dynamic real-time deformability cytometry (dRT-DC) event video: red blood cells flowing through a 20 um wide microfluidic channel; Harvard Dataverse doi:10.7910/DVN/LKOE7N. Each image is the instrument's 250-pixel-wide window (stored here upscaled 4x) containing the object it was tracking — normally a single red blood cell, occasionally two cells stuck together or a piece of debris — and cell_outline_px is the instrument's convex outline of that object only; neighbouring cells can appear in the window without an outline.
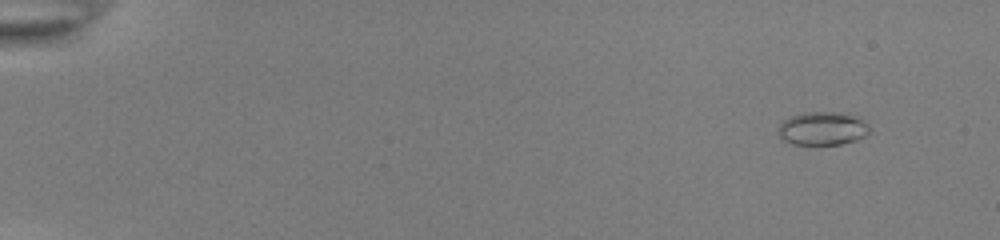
{"species": "common noctule bat (a hibernating species)", "species_latin": "Nyctalus noctula", "temperature_condition": "room temperature", "stored_images_in_passage": 53, "camera_frame_rate_fps": 3000, "um_per_image_px": 0.085, "animal": {"sex": "female", "body_mass_g": 22.0, "forearm_length_mm": 56.7}, "frame": {"image": 1, "passage_image": 4, "time_ms": 1.0, "image_size_px": [1000, 240], "cell_outline_px": [[872, 132], [856, 140], [840, 144], [792, 144], [784, 140], [780, 136], [780, 124], [784, 120], [792, 116], [804, 112], [840, 112], [856, 116], [868, 124]], "centroid_in_image_um": [69.97, 10.91], "position_along_channel_um": 15.0, "area_um2": 17.63}}
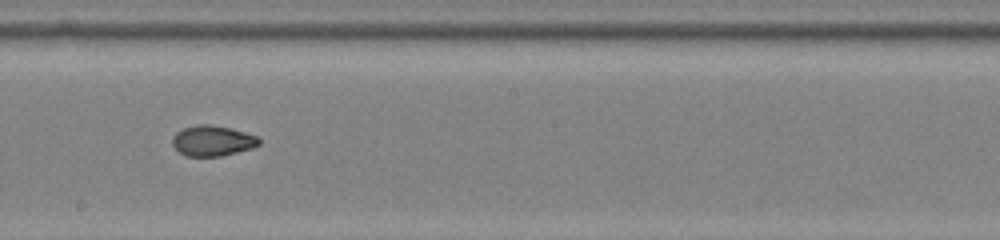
{"frame": {"image": 2, "passage_image": 32, "time_ms": 10.333, "image_size_px": [1000, 240], "cell_outline_px": [[260, 144], [252, 148], [220, 156], [184, 156], [172, 144], [172, 136], [176, 132], [184, 128], [196, 124], [208, 124], [232, 128], [256, 136], [260, 140]], "centroid_in_image_um": [18.04, 11.96], "position_along_channel_um": 230.2, "area_um2": 15.37}}
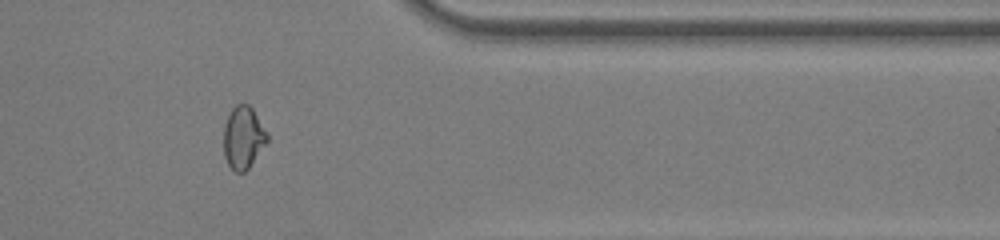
{"frame": {"image": 3, "passage_image": 45, "time_ms": 14.667, "image_size_px": [1000, 240], "cell_outline_px": [[268, 140], [248, 168], [244, 172], [236, 172], [228, 164], [224, 156], [224, 124], [232, 108], [236, 104], [248, 104], [252, 108], [268, 136]], "centroid_in_image_um": [20.65, 11.68], "position_along_channel_um": 390.7, "area_um2": 15.49}, "authors_computed_cell_mechanics": {"area_um2": 16.0106, "velocity_mm_per_s": 3.904, "shape_relaxation_time_tau1_ms": null, "shape_relaxation_time_tau2_ms": 1.4057, "deformation_change_tau1": null, "deformation_change_tau2": 0.0541}}